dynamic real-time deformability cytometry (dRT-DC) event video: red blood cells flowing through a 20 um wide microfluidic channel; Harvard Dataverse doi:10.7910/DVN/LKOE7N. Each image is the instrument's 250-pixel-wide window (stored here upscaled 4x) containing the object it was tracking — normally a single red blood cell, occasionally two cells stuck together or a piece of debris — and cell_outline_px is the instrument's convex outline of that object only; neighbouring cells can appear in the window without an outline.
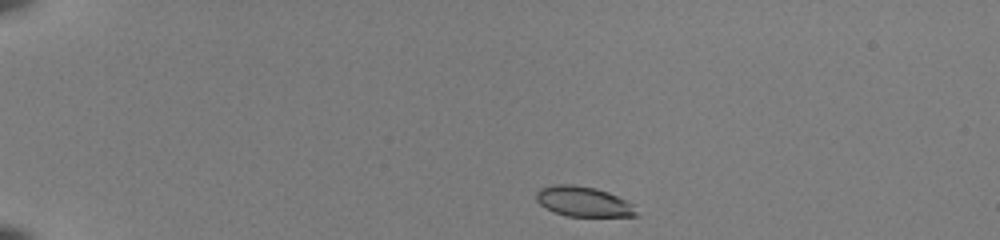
{"species": "common noctule bat (a hibernating species)", "species_latin": "Nyctalus noctula", "temperature_condition": "room temperature", "stored_images_in_passage": 42, "camera_frame_rate_fps": 3000, "um_per_image_px": 0.085, "animal": {"sex": "female", "body_mass_g": 22.0, "forearm_length_mm": 56.7}, "frame": {"image": 1, "passage_image": 1, "time_ms": 0.0, "image_size_px": [1000, 240], "cell_outline_px": [[640, 216], [568, 216], [552, 212], [544, 208], [536, 200], [536, 192], [540, 188], [556, 184], [572, 184], [596, 188], [608, 192], [628, 200], [636, 204]], "centroid_in_image_um": [49.64, 17.14], "position_along_channel_um": 35.4, "area_um2": 17.98}}
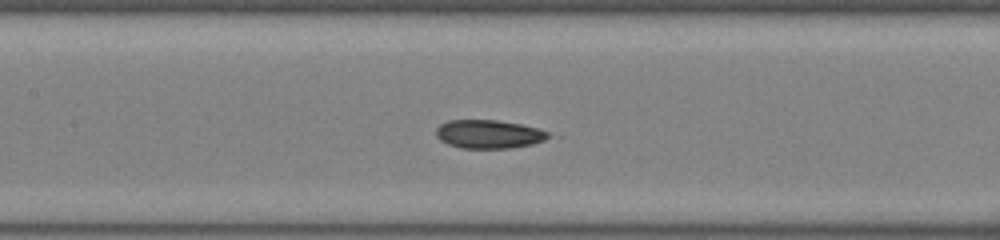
{"frame": {"image": 2, "passage_image": 17, "time_ms": 5.333, "image_size_px": [1000, 240], "cell_outline_px": [[548, 136], [544, 140], [532, 144], [508, 148], [460, 148], [448, 144], [440, 140], [436, 136], [436, 128], [440, 124], [448, 120], [496, 120], [520, 124], [536, 128], [548, 132]], "centroid_in_image_um": [41.49, 11.4], "position_along_channel_um": 165.9, "area_um2": 18.5}}
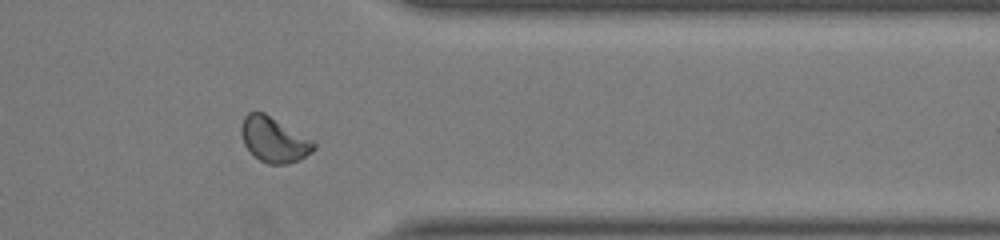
{"frame": {"image": 3, "passage_image": 34, "time_ms": 11.0, "image_size_px": [1000, 240], "cell_outline_px": [[316, 148], [312, 152], [300, 160], [288, 164], [268, 164], [260, 160], [244, 144], [240, 132], [240, 128], [244, 116], [248, 112], [264, 112], [316, 140]], "centroid_in_image_um": [23.34, 11.86], "position_along_channel_um": 388.1, "area_um2": 19.42}, "authors_computed_cell_mechanics": {"area_um2": 18.6694, "velocity_mm_per_s": 3.9705, "shape_relaxation_time_tau1_ms": 4.6815, "shape_relaxation_time_tau2_ms": 2.1499, "deformation_change_tau1": 0.1539, "deformation_change_tau2": 0.0563}}